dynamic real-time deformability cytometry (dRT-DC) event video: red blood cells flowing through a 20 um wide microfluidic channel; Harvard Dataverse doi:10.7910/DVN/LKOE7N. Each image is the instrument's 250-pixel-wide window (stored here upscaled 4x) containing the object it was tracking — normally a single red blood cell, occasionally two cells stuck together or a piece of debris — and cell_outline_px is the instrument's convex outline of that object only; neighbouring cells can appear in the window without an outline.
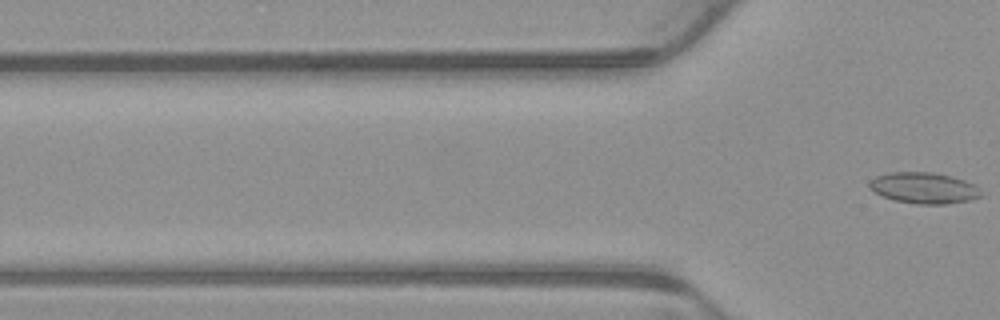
{"species": "common noctule bat (a hibernating species)", "species_latin": "Nyctalus noctula", "temperature_condition": "warm", "stored_images_in_passage": 6, "segment_of_instrument_passage": [2, 2], "camera_frame_rate_fps": 3000, "um_per_image_px": 0.085, "animal": {"sex": "male", "body_mass_g": 23.1, "forearm_length_mm": 52.7}, "frame": {"image": 1, "passage_image": 6, "time_ms": 1.667, "image_size_px": [1000, 320], "cell_outline_px": [[984, 196], [968, 200], [948, 204], [916, 204], [896, 200], [884, 196], [868, 188], [868, 184], [876, 176], [888, 172], [932, 172], [952, 176], [964, 180], [980, 188]], "centroid_in_image_um": [78.56, 15.97], "position_along_channel_um": 47.2, "area_um2": 20.23}}